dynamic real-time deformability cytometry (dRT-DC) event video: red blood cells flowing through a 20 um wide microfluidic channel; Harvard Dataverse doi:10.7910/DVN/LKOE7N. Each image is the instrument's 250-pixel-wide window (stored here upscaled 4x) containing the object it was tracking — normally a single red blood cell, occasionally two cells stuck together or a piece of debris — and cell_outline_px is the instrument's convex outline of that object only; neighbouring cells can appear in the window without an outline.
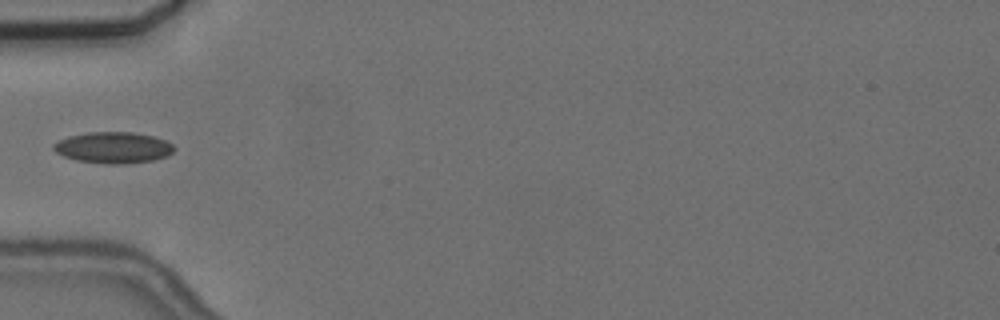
{"species": "common noctule bat (a hibernating species)", "species_latin": "Nyctalus noctula", "temperature_condition": "cold", "stored_images_in_passage": 6, "camera_frame_rate_fps": 3000, "um_per_image_px": 0.085, "animal": {"sex": "female", "body_mass_g": 24.6, "forearm_length_mm": 56.2}, "frame": {"image": 1, "passage_image": 5, "time_ms": 4.667, "image_size_px": [1000, 320], "cell_outline_px": [[176, 148], [168, 156], [152, 160], [124, 164], [108, 164], [76, 160], [64, 156], [56, 152], [52, 148], [52, 144], [68, 136], [88, 132], [132, 132], [152, 136], [164, 140], [172, 144]], "centroid_in_image_um": [9.62, 12.54], "position_along_channel_um": 75.4, "area_um2": 21.91}}
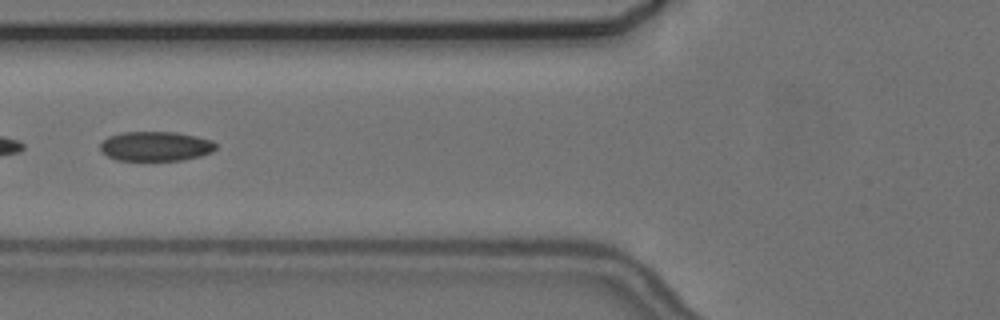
{"frame": {"image": 2, "passage_image": 6, "time_ms": 5.667, "image_size_px": [1000, 320], "cell_outline_px": [[216, 148], [212, 152], [200, 156], [184, 160], [116, 160], [100, 152], [100, 144], [108, 136], [124, 132], [176, 132], [196, 136], [212, 140], [216, 144]], "centroid_in_image_um": [13.23, 12.43], "position_along_channel_um": 112.6, "area_um2": 20.0}}